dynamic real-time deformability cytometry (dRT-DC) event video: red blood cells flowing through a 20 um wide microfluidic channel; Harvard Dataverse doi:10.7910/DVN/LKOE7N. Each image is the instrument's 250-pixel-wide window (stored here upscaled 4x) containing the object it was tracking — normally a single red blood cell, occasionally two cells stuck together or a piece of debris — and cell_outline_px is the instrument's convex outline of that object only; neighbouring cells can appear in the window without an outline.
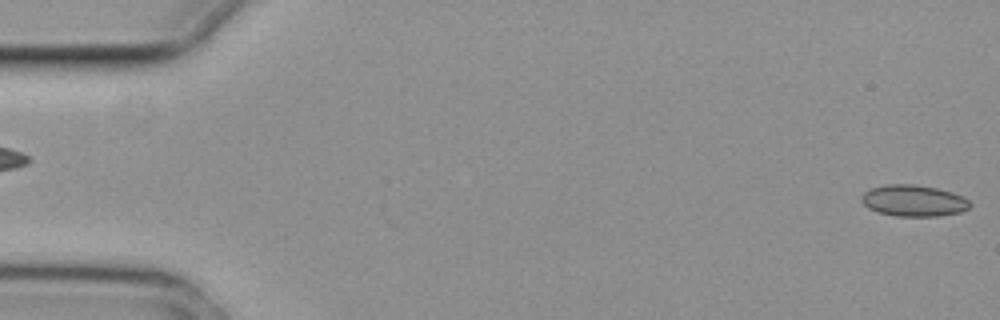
{"species": "common noctule bat (a hibernating species)", "species_latin": "Nyctalus noctula", "temperature_condition": "cold", "stored_images_in_passage": 5, "segment_of_instrument_passage": [2, 2], "camera_frame_rate_fps": 3000, "um_per_image_px": 0.085, "animal": {"sex": "female", "body_mass_g": 29.2, "forearm_length_mm": 56.3}, "frame": {"image": 1, "passage_image": 5, "time_ms": 1.333, "image_size_px": [1000, 320], "cell_outline_px": [[972, 204], [968, 208], [960, 212], [940, 216], [896, 216], [876, 212], [868, 208], [860, 200], [860, 196], [864, 192], [872, 188], [888, 184], [912, 184], [936, 188], [952, 192], [964, 196]], "centroid_in_image_um": [77.65, 17.06], "position_along_channel_um": 7.4, "area_um2": 19.94}}